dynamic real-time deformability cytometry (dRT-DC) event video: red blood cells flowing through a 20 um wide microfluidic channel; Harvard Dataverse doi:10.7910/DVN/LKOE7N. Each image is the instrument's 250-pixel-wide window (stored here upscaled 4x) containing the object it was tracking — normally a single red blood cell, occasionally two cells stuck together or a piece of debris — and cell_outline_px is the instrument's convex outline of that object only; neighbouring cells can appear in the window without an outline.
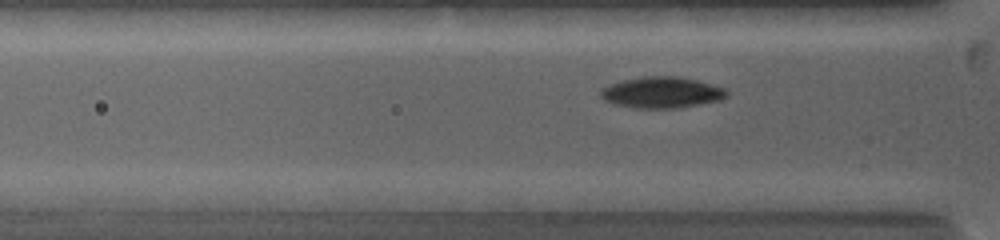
{"species": "common noctule bat (a hibernating species)", "species_latin": "Nyctalus noctula", "temperature_condition": "warm", "stored_images_in_passage": 43, "camera_frame_rate_fps": 5000, "um_per_image_px": 0.085, "animal": {"sex": "female", "body_mass_g": 19.0, "forearm_length_mm": 53.3}, "frame": {"image": 1, "passage_image": 16, "time_ms": 2.8, "image_size_px": [1000, 240], "cell_outline_px": [[728, 96], [720, 100], [680, 108], [636, 108], [616, 104], [604, 100], [600, 96], [600, 88], [624, 80], [644, 76], [676, 76], [696, 80], [724, 88], [728, 92]], "centroid_in_image_um": [56.25, 7.86], "position_along_channel_um": 69.6, "area_um2": 22.77}}
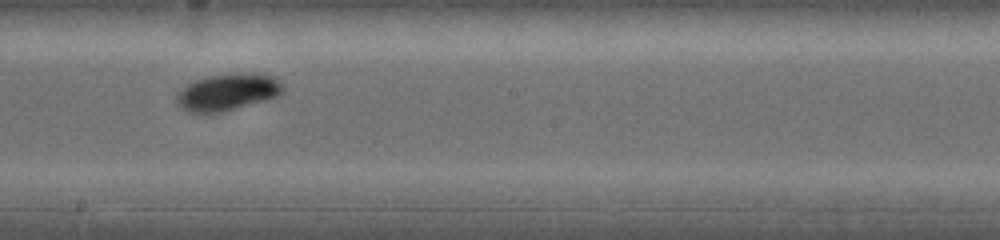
{"frame": {"image": 2, "passage_image": 28, "time_ms": 6.8, "image_size_px": [1000, 240], "cell_outline_px": [[284, 92], [280, 96], [268, 100], [220, 112], [188, 112], [176, 100], [176, 96], [184, 84], [208, 76], [240, 72], [256, 72], [276, 76], [284, 84]], "centroid_in_image_um": [19.45, 7.79], "position_along_channel_um": 228.8, "area_um2": 23.24}}
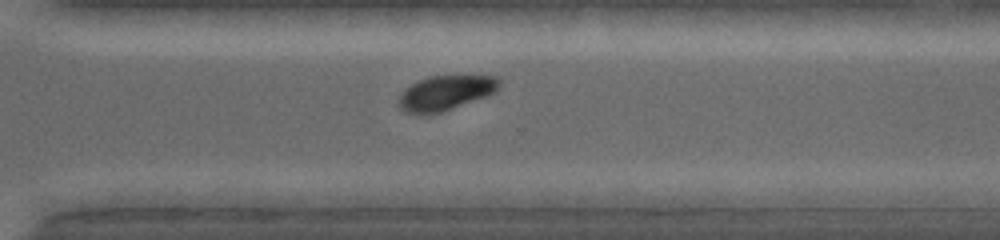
{"frame": {"image": 3, "passage_image": 36, "time_ms": 9.4, "image_size_px": [1000, 240], "cell_outline_px": [[500, 88], [496, 92], [488, 96], [440, 112], [404, 112], [400, 108], [400, 96], [404, 88], [416, 80], [432, 76], [496, 76], [500, 80]], "centroid_in_image_um": [37.92, 7.86], "position_along_channel_um": 332.7, "area_um2": 20.06}, "authors_computed_cell_mechanics": {"area_um2": 21.7906, "velocity_mm_per_s": 3.991, "shape_relaxation_time_tau1_ms": 2.5928, "shape_relaxation_time_tau2_ms": null, "deformation_change_tau1": 0.1556, "deformation_change_tau2": null}}